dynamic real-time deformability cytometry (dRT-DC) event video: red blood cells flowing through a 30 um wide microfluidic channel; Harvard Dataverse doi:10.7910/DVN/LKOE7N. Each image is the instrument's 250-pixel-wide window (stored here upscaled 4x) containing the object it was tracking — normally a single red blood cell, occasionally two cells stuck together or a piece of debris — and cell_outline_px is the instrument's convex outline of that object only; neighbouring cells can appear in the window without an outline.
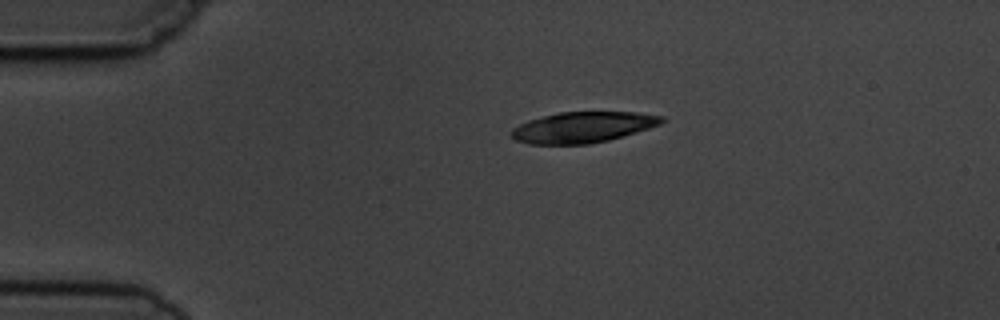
{"species": "common noctule bat (a hibernating species)", "species_latin": "Nyctalus noctula", "temperature_condition": "cold", "stored_images_in_passage": 2, "camera_frame_rate_fps": 3000, "um_per_image_px": 0.085, "animal": {"sex": "male", "body_mass_g": 19.5, "forearm_length_mm": 54.6}, "frame": {"image": 1, "passage_image": 1, "time_ms": 0.0, "image_size_px": [1000, 320], "cell_outline_px": [[664, 120], [660, 124], [636, 132], [608, 140], [588, 144], [528, 144], [516, 140], [508, 132], [512, 128], [528, 120], [560, 112], [636, 112], [664, 116]], "centroid_in_image_um": [49.51, 10.82], "position_along_channel_um": 35.5, "area_um2": 26.88}}